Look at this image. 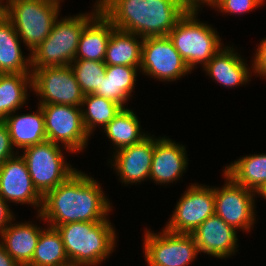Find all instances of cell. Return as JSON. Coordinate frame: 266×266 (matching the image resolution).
<instances>
[{"instance_id": "6da1fadb", "label": "cell", "mask_w": 266, "mask_h": 266, "mask_svg": "<svg viewBox=\"0 0 266 266\" xmlns=\"http://www.w3.org/2000/svg\"><path fill=\"white\" fill-rule=\"evenodd\" d=\"M111 204L101 184L77 170L43 196L37 218L53 228L70 222H100L109 217Z\"/></svg>"}, {"instance_id": "7a4b0ae2", "label": "cell", "mask_w": 266, "mask_h": 266, "mask_svg": "<svg viewBox=\"0 0 266 266\" xmlns=\"http://www.w3.org/2000/svg\"><path fill=\"white\" fill-rule=\"evenodd\" d=\"M115 29L142 38L168 36L190 8L183 0H97Z\"/></svg>"}, {"instance_id": "3957f363", "label": "cell", "mask_w": 266, "mask_h": 266, "mask_svg": "<svg viewBox=\"0 0 266 266\" xmlns=\"http://www.w3.org/2000/svg\"><path fill=\"white\" fill-rule=\"evenodd\" d=\"M71 266H97L116 247V230L109 217L100 222H70L56 227Z\"/></svg>"}, {"instance_id": "277c9868", "label": "cell", "mask_w": 266, "mask_h": 266, "mask_svg": "<svg viewBox=\"0 0 266 266\" xmlns=\"http://www.w3.org/2000/svg\"><path fill=\"white\" fill-rule=\"evenodd\" d=\"M92 9L91 13L57 18L47 38L30 53L31 69L70 66L84 27L100 12L97 0Z\"/></svg>"}, {"instance_id": "5b68a950", "label": "cell", "mask_w": 266, "mask_h": 266, "mask_svg": "<svg viewBox=\"0 0 266 266\" xmlns=\"http://www.w3.org/2000/svg\"><path fill=\"white\" fill-rule=\"evenodd\" d=\"M200 10L189 8L168 34L191 71L197 64L203 68L224 47L217 29L197 18Z\"/></svg>"}, {"instance_id": "8992f818", "label": "cell", "mask_w": 266, "mask_h": 266, "mask_svg": "<svg viewBox=\"0 0 266 266\" xmlns=\"http://www.w3.org/2000/svg\"><path fill=\"white\" fill-rule=\"evenodd\" d=\"M63 0H5L1 11L33 52L50 34Z\"/></svg>"}, {"instance_id": "52a82bcc", "label": "cell", "mask_w": 266, "mask_h": 266, "mask_svg": "<svg viewBox=\"0 0 266 266\" xmlns=\"http://www.w3.org/2000/svg\"><path fill=\"white\" fill-rule=\"evenodd\" d=\"M60 146L45 141L23 149V153L20 154L27 164L34 187L42 196L65 182L78 170L66 161L63 153L64 149L69 153L72 152Z\"/></svg>"}, {"instance_id": "ba28073f", "label": "cell", "mask_w": 266, "mask_h": 266, "mask_svg": "<svg viewBox=\"0 0 266 266\" xmlns=\"http://www.w3.org/2000/svg\"><path fill=\"white\" fill-rule=\"evenodd\" d=\"M144 233L143 253L147 266H188L199 254L191 234L174 233L165 228L158 233L146 228Z\"/></svg>"}, {"instance_id": "9c48e42d", "label": "cell", "mask_w": 266, "mask_h": 266, "mask_svg": "<svg viewBox=\"0 0 266 266\" xmlns=\"http://www.w3.org/2000/svg\"><path fill=\"white\" fill-rule=\"evenodd\" d=\"M44 115L47 141L69 149L72 154L85 150L89 134L82 121V108L63 104H38Z\"/></svg>"}, {"instance_id": "30bf717a", "label": "cell", "mask_w": 266, "mask_h": 266, "mask_svg": "<svg viewBox=\"0 0 266 266\" xmlns=\"http://www.w3.org/2000/svg\"><path fill=\"white\" fill-rule=\"evenodd\" d=\"M224 184L214 186L215 214L236 230L250 232L256 223L255 198L258 193L236 184L223 172Z\"/></svg>"}, {"instance_id": "8fae6325", "label": "cell", "mask_w": 266, "mask_h": 266, "mask_svg": "<svg viewBox=\"0 0 266 266\" xmlns=\"http://www.w3.org/2000/svg\"><path fill=\"white\" fill-rule=\"evenodd\" d=\"M32 92L37 104H63L81 107L84 94L70 66L32 69Z\"/></svg>"}, {"instance_id": "7c38bea8", "label": "cell", "mask_w": 266, "mask_h": 266, "mask_svg": "<svg viewBox=\"0 0 266 266\" xmlns=\"http://www.w3.org/2000/svg\"><path fill=\"white\" fill-rule=\"evenodd\" d=\"M191 72L168 36L144 38L140 74L163 82H174Z\"/></svg>"}, {"instance_id": "4fadbf2b", "label": "cell", "mask_w": 266, "mask_h": 266, "mask_svg": "<svg viewBox=\"0 0 266 266\" xmlns=\"http://www.w3.org/2000/svg\"><path fill=\"white\" fill-rule=\"evenodd\" d=\"M183 193L164 228L174 233L192 234L215 214L214 187L193 183Z\"/></svg>"}, {"instance_id": "5bb4252c", "label": "cell", "mask_w": 266, "mask_h": 266, "mask_svg": "<svg viewBox=\"0 0 266 266\" xmlns=\"http://www.w3.org/2000/svg\"><path fill=\"white\" fill-rule=\"evenodd\" d=\"M0 196L10 204L42 208L43 196L34 187L24 158L17 153L0 166Z\"/></svg>"}, {"instance_id": "9a60e30c", "label": "cell", "mask_w": 266, "mask_h": 266, "mask_svg": "<svg viewBox=\"0 0 266 266\" xmlns=\"http://www.w3.org/2000/svg\"><path fill=\"white\" fill-rule=\"evenodd\" d=\"M155 136L148 135L141 142L112 152L109 159L118 179L125 185L140 184L149 180ZM111 160V161H110Z\"/></svg>"}, {"instance_id": "2e32d148", "label": "cell", "mask_w": 266, "mask_h": 266, "mask_svg": "<svg viewBox=\"0 0 266 266\" xmlns=\"http://www.w3.org/2000/svg\"><path fill=\"white\" fill-rule=\"evenodd\" d=\"M236 231L234 227L214 214L198 226L191 235L194 237L199 254L202 252L214 258L225 259L238 252Z\"/></svg>"}, {"instance_id": "e0dca14e", "label": "cell", "mask_w": 266, "mask_h": 266, "mask_svg": "<svg viewBox=\"0 0 266 266\" xmlns=\"http://www.w3.org/2000/svg\"><path fill=\"white\" fill-rule=\"evenodd\" d=\"M186 147L173 139L155 137V148L149 179L160 185H168L182 179L188 166Z\"/></svg>"}, {"instance_id": "ac0fdd59", "label": "cell", "mask_w": 266, "mask_h": 266, "mask_svg": "<svg viewBox=\"0 0 266 266\" xmlns=\"http://www.w3.org/2000/svg\"><path fill=\"white\" fill-rule=\"evenodd\" d=\"M235 48L222 47L212 59L203 67L204 72L225 88H235L239 85H247L253 75L252 66L246 63ZM252 74V75H251Z\"/></svg>"}, {"instance_id": "d6986e66", "label": "cell", "mask_w": 266, "mask_h": 266, "mask_svg": "<svg viewBox=\"0 0 266 266\" xmlns=\"http://www.w3.org/2000/svg\"><path fill=\"white\" fill-rule=\"evenodd\" d=\"M14 221L0 234V244L20 266H26L33 258L40 233L44 228L29 221Z\"/></svg>"}, {"instance_id": "ffe728a7", "label": "cell", "mask_w": 266, "mask_h": 266, "mask_svg": "<svg viewBox=\"0 0 266 266\" xmlns=\"http://www.w3.org/2000/svg\"><path fill=\"white\" fill-rule=\"evenodd\" d=\"M37 107L34 113L19 115L15 111L3 120L8 127L11 143L17 153H20L18 150L47 141L43 110L40 105Z\"/></svg>"}, {"instance_id": "44dd1931", "label": "cell", "mask_w": 266, "mask_h": 266, "mask_svg": "<svg viewBox=\"0 0 266 266\" xmlns=\"http://www.w3.org/2000/svg\"><path fill=\"white\" fill-rule=\"evenodd\" d=\"M21 43L11 21L0 11V74H32L30 54L24 56Z\"/></svg>"}, {"instance_id": "7402d4cb", "label": "cell", "mask_w": 266, "mask_h": 266, "mask_svg": "<svg viewBox=\"0 0 266 266\" xmlns=\"http://www.w3.org/2000/svg\"><path fill=\"white\" fill-rule=\"evenodd\" d=\"M114 29L112 22L100 11L84 27L74 60L104 62L107 43Z\"/></svg>"}, {"instance_id": "603a6c76", "label": "cell", "mask_w": 266, "mask_h": 266, "mask_svg": "<svg viewBox=\"0 0 266 266\" xmlns=\"http://www.w3.org/2000/svg\"><path fill=\"white\" fill-rule=\"evenodd\" d=\"M139 71V68L131 66H107L105 77L100 82V87L93 94L111 100L126 108L125 105L129 101L128 99L134 93Z\"/></svg>"}, {"instance_id": "cb8c5ba5", "label": "cell", "mask_w": 266, "mask_h": 266, "mask_svg": "<svg viewBox=\"0 0 266 266\" xmlns=\"http://www.w3.org/2000/svg\"><path fill=\"white\" fill-rule=\"evenodd\" d=\"M144 38L114 29L107 43L104 63L107 66L124 65L140 69Z\"/></svg>"}, {"instance_id": "d4e9b609", "label": "cell", "mask_w": 266, "mask_h": 266, "mask_svg": "<svg viewBox=\"0 0 266 266\" xmlns=\"http://www.w3.org/2000/svg\"><path fill=\"white\" fill-rule=\"evenodd\" d=\"M223 172L236 184L259 194L266 187V153L244 155L226 165Z\"/></svg>"}, {"instance_id": "484cf974", "label": "cell", "mask_w": 266, "mask_h": 266, "mask_svg": "<svg viewBox=\"0 0 266 266\" xmlns=\"http://www.w3.org/2000/svg\"><path fill=\"white\" fill-rule=\"evenodd\" d=\"M135 112L126 107L115 116L103 129L109 141H112L114 152L141 142L150 133L143 132L141 122Z\"/></svg>"}, {"instance_id": "4316f807", "label": "cell", "mask_w": 266, "mask_h": 266, "mask_svg": "<svg viewBox=\"0 0 266 266\" xmlns=\"http://www.w3.org/2000/svg\"><path fill=\"white\" fill-rule=\"evenodd\" d=\"M32 91V74H0V121L23 108Z\"/></svg>"}, {"instance_id": "83f0119b", "label": "cell", "mask_w": 266, "mask_h": 266, "mask_svg": "<svg viewBox=\"0 0 266 266\" xmlns=\"http://www.w3.org/2000/svg\"><path fill=\"white\" fill-rule=\"evenodd\" d=\"M30 266H71L56 228L47 226L41 233Z\"/></svg>"}, {"instance_id": "f1b7e54d", "label": "cell", "mask_w": 266, "mask_h": 266, "mask_svg": "<svg viewBox=\"0 0 266 266\" xmlns=\"http://www.w3.org/2000/svg\"><path fill=\"white\" fill-rule=\"evenodd\" d=\"M81 108L84 128L91 137L94 130H96V126L104 129L123 107L95 94H87L84 95Z\"/></svg>"}, {"instance_id": "f546056e", "label": "cell", "mask_w": 266, "mask_h": 266, "mask_svg": "<svg viewBox=\"0 0 266 266\" xmlns=\"http://www.w3.org/2000/svg\"><path fill=\"white\" fill-rule=\"evenodd\" d=\"M70 67L84 95L93 94L105 77L107 65L102 61L74 60Z\"/></svg>"}, {"instance_id": "4dcf8cb0", "label": "cell", "mask_w": 266, "mask_h": 266, "mask_svg": "<svg viewBox=\"0 0 266 266\" xmlns=\"http://www.w3.org/2000/svg\"><path fill=\"white\" fill-rule=\"evenodd\" d=\"M265 0H210L206 5L222 14L243 15L259 8Z\"/></svg>"}, {"instance_id": "1f68e13d", "label": "cell", "mask_w": 266, "mask_h": 266, "mask_svg": "<svg viewBox=\"0 0 266 266\" xmlns=\"http://www.w3.org/2000/svg\"><path fill=\"white\" fill-rule=\"evenodd\" d=\"M16 154L17 151L11 143L8 127L4 121H0V166Z\"/></svg>"}, {"instance_id": "d6a6232c", "label": "cell", "mask_w": 266, "mask_h": 266, "mask_svg": "<svg viewBox=\"0 0 266 266\" xmlns=\"http://www.w3.org/2000/svg\"><path fill=\"white\" fill-rule=\"evenodd\" d=\"M253 55V59H251L253 75L255 74V76L266 79V37L259 42L255 54Z\"/></svg>"}, {"instance_id": "836d02e7", "label": "cell", "mask_w": 266, "mask_h": 266, "mask_svg": "<svg viewBox=\"0 0 266 266\" xmlns=\"http://www.w3.org/2000/svg\"><path fill=\"white\" fill-rule=\"evenodd\" d=\"M9 205L10 204L0 196V234L13 220L16 219V216H14L15 214H13Z\"/></svg>"}, {"instance_id": "e575fe53", "label": "cell", "mask_w": 266, "mask_h": 266, "mask_svg": "<svg viewBox=\"0 0 266 266\" xmlns=\"http://www.w3.org/2000/svg\"><path fill=\"white\" fill-rule=\"evenodd\" d=\"M0 266H20L0 244Z\"/></svg>"}, {"instance_id": "d590c367", "label": "cell", "mask_w": 266, "mask_h": 266, "mask_svg": "<svg viewBox=\"0 0 266 266\" xmlns=\"http://www.w3.org/2000/svg\"><path fill=\"white\" fill-rule=\"evenodd\" d=\"M190 8H202L209 3L210 0H183ZM204 5V6H203Z\"/></svg>"}, {"instance_id": "8d00e7d4", "label": "cell", "mask_w": 266, "mask_h": 266, "mask_svg": "<svg viewBox=\"0 0 266 266\" xmlns=\"http://www.w3.org/2000/svg\"><path fill=\"white\" fill-rule=\"evenodd\" d=\"M258 196L266 199V187L258 194Z\"/></svg>"}, {"instance_id": "74e56055", "label": "cell", "mask_w": 266, "mask_h": 266, "mask_svg": "<svg viewBox=\"0 0 266 266\" xmlns=\"http://www.w3.org/2000/svg\"><path fill=\"white\" fill-rule=\"evenodd\" d=\"M2 1L4 2L5 0H0V11H1L2 6H3V4H4Z\"/></svg>"}]
</instances>
